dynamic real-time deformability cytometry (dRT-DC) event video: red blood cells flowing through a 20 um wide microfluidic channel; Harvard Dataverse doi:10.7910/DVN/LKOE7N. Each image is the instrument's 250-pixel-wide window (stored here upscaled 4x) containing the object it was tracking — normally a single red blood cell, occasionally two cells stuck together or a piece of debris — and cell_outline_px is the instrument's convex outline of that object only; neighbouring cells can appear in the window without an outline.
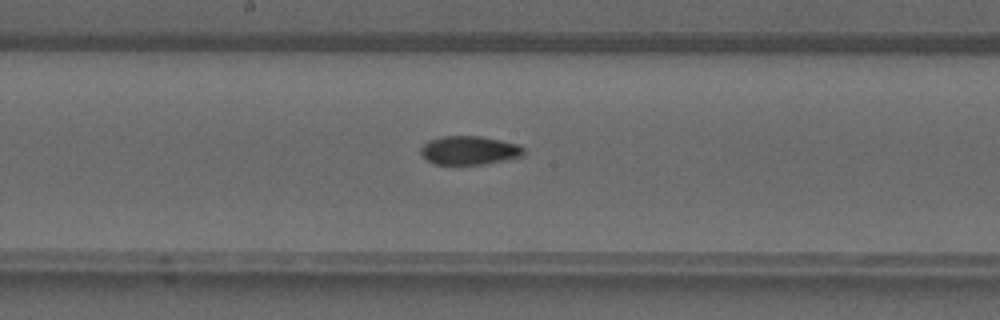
{"species": "common noctule bat (a hibernating species)", "species_latin": "Nyctalus noctula", "temperature_condition": "warm", "stored_images_in_passage": 42, "camera_frame_rate_fps": 3000, "um_per_image_px": 0.085, "animal": {"sex": "male", "forearm_length_mm": 52.5}, "frame": {"image": 1, "passage_image": 23, "time_ms": 7.333, "image_size_px": [1000, 320], "cell_outline_px": [[524, 156], [484, 164], [436, 164], [428, 160], [420, 152], [420, 148], [428, 140], [440, 136], [480, 136], [520, 144], [524, 148]], "centroid_in_image_um": [39.91, 12.77], "position_along_channel_um": 208.3, "area_um2": 17.22}}
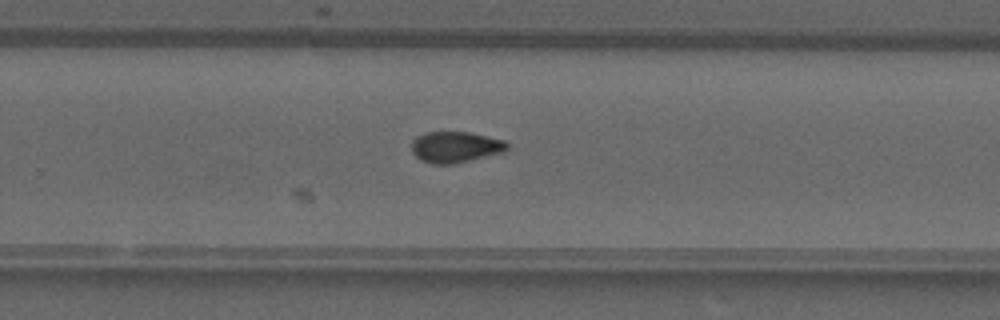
{"frame": {"image": 2, "passage_image": 28, "time_ms": 9.0, "image_size_px": [1000, 320], "cell_outline_px": [[508, 148], [504, 152], [452, 164], [432, 164], [420, 160], [412, 152], [412, 140], [416, 136], [424, 132], [468, 132], [504, 140], [508, 144]], "centroid_in_image_um": [38.68, 12.49], "position_along_channel_um": 291.1, "area_um2": 17.28}}
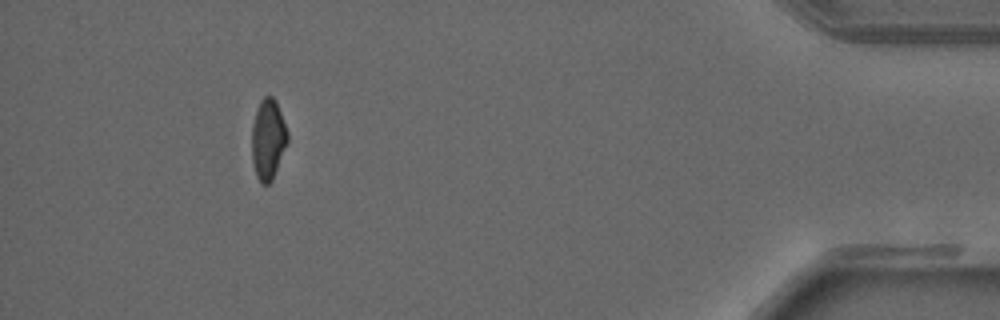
{"frame": {"image": 3, "passage_image": 39, "time_ms": 12.667, "image_size_px": [1000, 320], "cell_outline_px": [[288, 140], [272, 180], [268, 184], [260, 184], [256, 176], [252, 160], [252, 124], [256, 108], [260, 100], [264, 96], [272, 96], [276, 100], [288, 132]], "centroid_in_image_um": [22.77, 11.82], "position_along_channel_um": 412.4, "area_um2": 16.82}}